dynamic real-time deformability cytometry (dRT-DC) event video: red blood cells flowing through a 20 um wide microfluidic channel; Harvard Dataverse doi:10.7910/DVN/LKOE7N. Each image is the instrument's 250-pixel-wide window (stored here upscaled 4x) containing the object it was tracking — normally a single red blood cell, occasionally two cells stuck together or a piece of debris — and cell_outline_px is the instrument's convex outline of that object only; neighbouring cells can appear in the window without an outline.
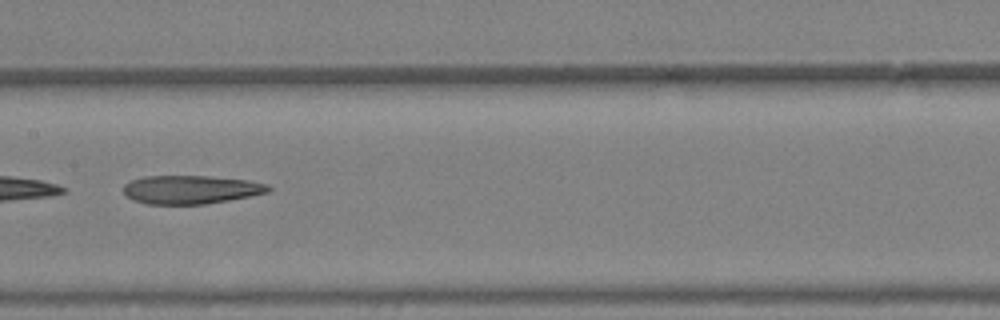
{"species": "Egyptian fruit bat (a non-hibernating species)", "species_latin": "Rousettus aegyptiacus", "temperature_condition": "warm", "stored_images_in_passage": 27, "camera_frame_rate_fps": 3000, "um_per_image_px": 0.085, "animal": {"sex": "female"}, "frame": {"image": 1, "passage_image": 8, "time_ms": 2.333, "image_size_px": [1000, 320], "cell_outline_px": [[272, 188], [268, 192], [228, 200], [204, 204], [144, 204], [132, 200], [124, 192], [124, 184], [132, 180], [144, 176], [208, 176], [248, 180], [268, 184]], "centroid_in_image_um": [16.2, 16.11], "position_along_channel_um": 191.2, "area_um2": 23.99}}